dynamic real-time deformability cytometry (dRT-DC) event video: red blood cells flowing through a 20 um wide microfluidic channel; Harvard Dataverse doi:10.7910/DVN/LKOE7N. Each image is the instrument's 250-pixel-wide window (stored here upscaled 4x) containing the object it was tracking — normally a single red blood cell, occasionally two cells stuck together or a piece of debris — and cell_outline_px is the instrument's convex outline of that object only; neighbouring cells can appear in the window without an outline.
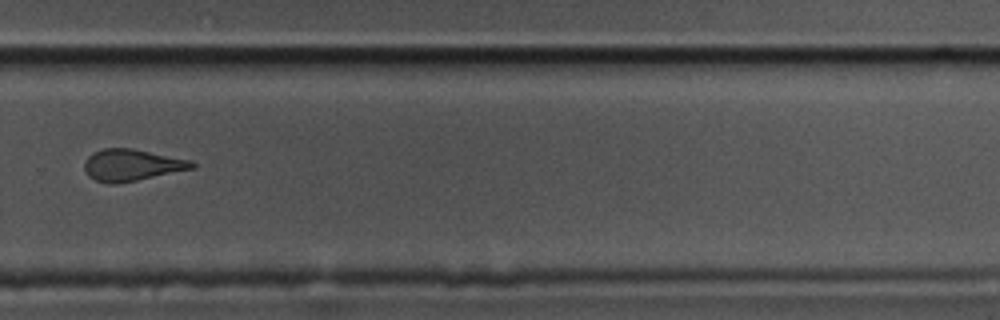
{"species": "common noctule bat (a hibernating species)", "species_latin": "Nyctalus noctula", "temperature_condition": "cold", "stored_images_in_passage": 15, "camera_frame_rate_fps": 3000, "um_per_image_px": 0.085, "animal": {"sex": "male", "body_mass_g": 17.5, "forearm_length_mm": 52.3}, "frame": {"image": 1, "passage_image": 11, "time_ms": 3.333, "image_size_px": [1000, 320], "cell_outline_px": [[196, 168], [116, 184], [108, 184], [96, 180], [88, 176], [84, 172], [84, 160], [92, 152], [104, 148], [132, 148], [192, 160], [196, 164]], "centroid_in_image_um": [11.18, 14.02], "position_along_channel_um": 318.6, "area_um2": 20.06}}